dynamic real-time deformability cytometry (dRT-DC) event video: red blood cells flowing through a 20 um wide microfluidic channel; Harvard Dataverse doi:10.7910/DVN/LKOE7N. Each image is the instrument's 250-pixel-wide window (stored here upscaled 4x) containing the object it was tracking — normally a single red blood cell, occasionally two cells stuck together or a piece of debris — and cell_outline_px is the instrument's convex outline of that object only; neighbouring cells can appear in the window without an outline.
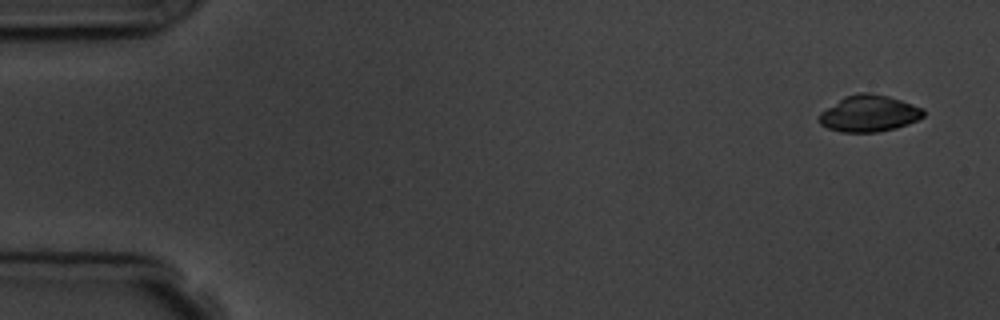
{"species": "common noctule bat (a hibernating species)", "species_latin": "Nyctalus noctula", "temperature_condition": "room temperature", "stored_images_in_passage": 3, "camera_frame_rate_fps": 3000, "um_per_image_px": 0.085, "animal": {"sex": "male", "body_mass_g": 19.5, "forearm_length_mm": 54.6}, "frame": {"image": 1, "passage_image": 1, "time_ms": 0.0, "image_size_px": [1000, 320], "cell_outline_px": [[924, 116], [908, 124], [896, 128], [876, 132], [840, 132], [828, 128], [820, 124], [820, 112], [844, 96], [860, 92], [872, 92], [888, 96], [924, 108]], "centroid_in_image_um": [73.87, 9.64], "position_along_channel_um": 11.1, "area_um2": 22.2}}